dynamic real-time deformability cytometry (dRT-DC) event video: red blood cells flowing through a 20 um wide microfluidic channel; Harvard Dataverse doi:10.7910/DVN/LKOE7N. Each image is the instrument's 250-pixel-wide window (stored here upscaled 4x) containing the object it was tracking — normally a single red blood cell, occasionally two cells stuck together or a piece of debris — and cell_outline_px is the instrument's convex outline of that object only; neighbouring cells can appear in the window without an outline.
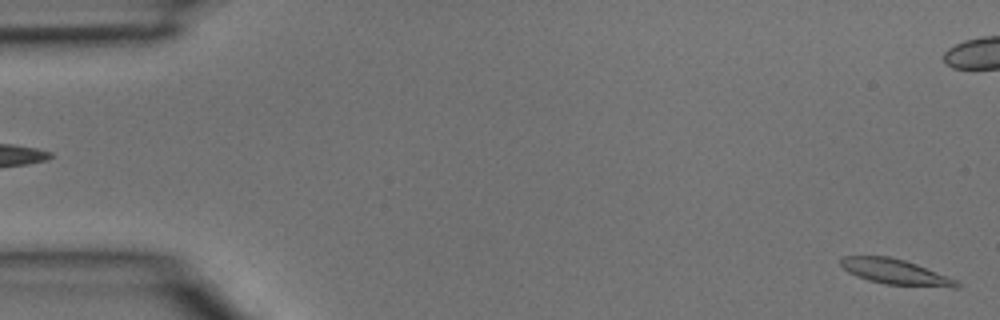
{"species": "common noctule bat (a hibernating species)", "species_latin": "Nyctalus noctula", "temperature_condition": "room temperature", "stored_images_in_passage": 4, "camera_frame_rate_fps": 3000, "um_per_image_px": 0.085, "animal": {"sex": "male", "body_mass_g": 15.6}, "frame": {"image": 1, "passage_image": 4, "time_ms": 1.0, "image_size_px": [1000, 320], "cell_outline_px": [[960, 288], [952, 288], [884, 284], [868, 280], [856, 276], [848, 272], [840, 264], [840, 256], [888, 256], [904, 260], [916, 264], [956, 280], [960, 284]], "centroid_in_image_um": [76.09, 23.12], "position_along_channel_um": 8.9, "area_um2": 17.11}}